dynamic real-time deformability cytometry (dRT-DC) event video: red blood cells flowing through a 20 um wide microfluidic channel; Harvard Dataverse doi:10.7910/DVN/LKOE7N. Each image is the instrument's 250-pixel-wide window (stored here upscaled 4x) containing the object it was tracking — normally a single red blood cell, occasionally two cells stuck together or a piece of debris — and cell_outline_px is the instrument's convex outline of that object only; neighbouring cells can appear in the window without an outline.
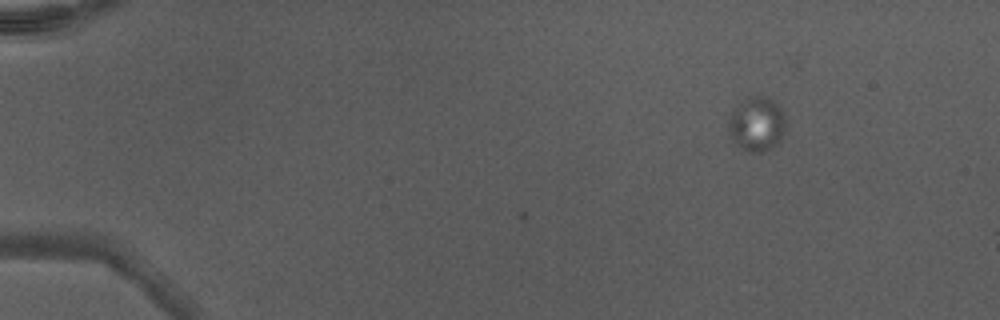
{"species": "Egyptian fruit bat (a non-hibernating species)", "species_latin": "Rousettus aegyptiacus", "temperature_condition": "warm", "stored_images_in_passage": 4, "camera_frame_rate_fps": 3000, "um_per_image_px": 0.085, "animal": {"sex": "male"}, "frame": {"image": 1, "passage_image": 1, "time_ms": 0.0, "image_size_px": [1000, 320], "cell_outline_px": [[784, 132], [776, 144], [764, 152], [748, 152], [736, 144], [732, 136], [728, 124], [728, 120], [732, 112], [748, 96], [756, 96], [772, 100], [784, 112]], "centroid_in_image_um": [64.33, 10.56], "position_along_channel_um": 20.7, "area_um2": 17.57}}